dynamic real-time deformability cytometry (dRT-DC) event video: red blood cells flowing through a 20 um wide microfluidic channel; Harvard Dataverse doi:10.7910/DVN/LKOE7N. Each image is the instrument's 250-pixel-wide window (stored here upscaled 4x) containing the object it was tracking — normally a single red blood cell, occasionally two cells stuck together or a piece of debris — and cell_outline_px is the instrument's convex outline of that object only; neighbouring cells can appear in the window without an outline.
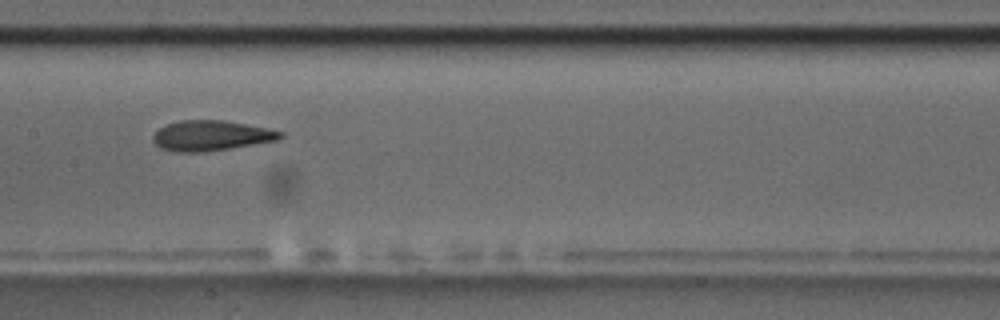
{"species": "common noctule bat (a hibernating species)", "species_latin": "Nyctalus noctula", "temperature_condition": "room temperature", "stored_images_in_passage": 14, "camera_frame_rate_fps": 3000, "um_per_image_px": 0.085, "animal": {"sex": "male", "body_mass_g": 17.5, "forearm_length_mm": 52.3}, "frame": {"image": 1, "passage_image": 7, "time_ms": 8.0, "image_size_px": [1000, 320], "cell_outline_px": [[284, 136], [280, 140], [228, 148], [200, 152], [176, 152], [160, 148], [152, 140], [152, 136], [160, 128], [168, 124], [180, 120], [224, 120], [268, 128], [284, 132]], "centroid_in_image_um": [17.96, 11.52], "position_along_channel_um": 189.4, "area_um2": 22.37}}
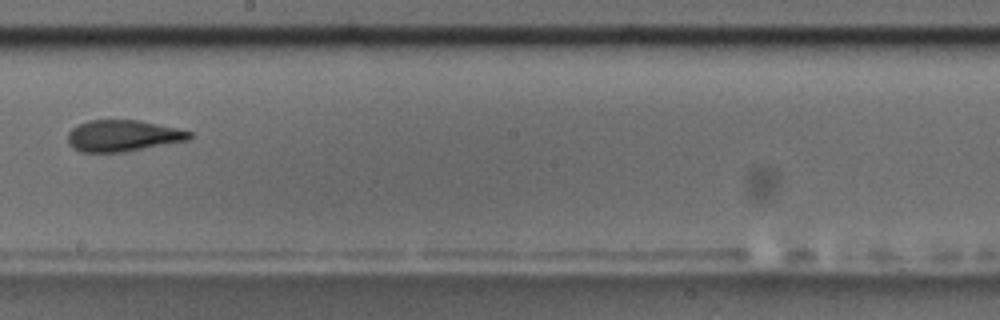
{"frame": {"image": 2, "passage_image": 8, "time_ms": 9.333, "image_size_px": [1000, 320], "cell_outline_px": [[192, 136], [188, 140], [124, 152], [80, 152], [72, 148], [68, 144], [68, 132], [72, 128], [88, 120], [140, 120], [176, 128], [192, 132]], "centroid_in_image_um": [10.42, 11.54], "position_along_channel_um": 237.8, "area_um2": 22.25}, "authors_computed_cell_mechanics": {"area_um2": 22.8021, "velocity_mm_per_s": 3.639, "shape_relaxation_time_tau1_ms": 4.9035, "shape_relaxation_time_tau2_ms": 2.3204, "deformation_change_tau1": 0.1484, "deformation_change_tau2": 0.0897}}